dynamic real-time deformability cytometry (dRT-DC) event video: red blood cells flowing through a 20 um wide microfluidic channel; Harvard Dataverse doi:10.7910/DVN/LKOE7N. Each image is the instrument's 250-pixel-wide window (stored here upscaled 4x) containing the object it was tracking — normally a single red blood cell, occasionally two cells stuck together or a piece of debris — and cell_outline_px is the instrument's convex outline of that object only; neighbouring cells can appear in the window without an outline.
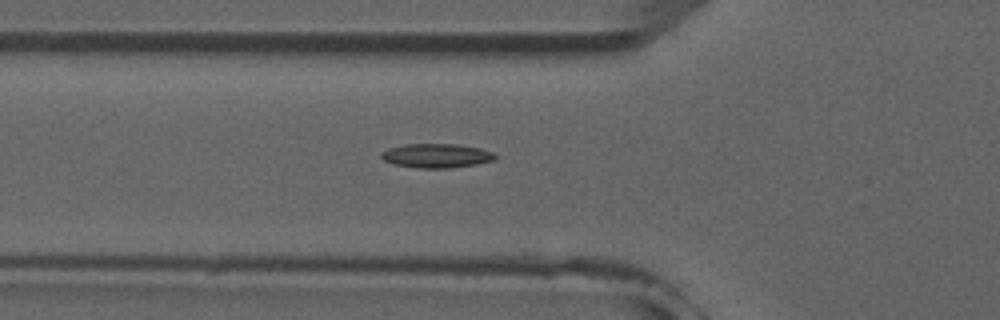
{"species": "common noctule bat (a hibernating species)", "species_latin": "Nyctalus noctula", "temperature_condition": "room temperature", "stored_images_in_passage": 5, "camera_frame_rate_fps": 3000, "um_per_image_px": 0.085, "animal": {"sex": "male", "forearm_length_mm": 52.5}, "frame": {"image": 1, "passage_image": 5, "time_ms": 4.667, "image_size_px": [1000, 320], "cell_outline_px": [[496, 160], [476, 164], [448, 168], [416, 168], [392, 164], [384, 160], [380, 156], [380, 152], [388, 148], [404, 144], [456, 144], [480, 148], [492, 152], [496, 156]], "centroid_in_image_um": [37.06, 13.23], "position_along_channel_um": 88.7, "area_um2": 16.13}}